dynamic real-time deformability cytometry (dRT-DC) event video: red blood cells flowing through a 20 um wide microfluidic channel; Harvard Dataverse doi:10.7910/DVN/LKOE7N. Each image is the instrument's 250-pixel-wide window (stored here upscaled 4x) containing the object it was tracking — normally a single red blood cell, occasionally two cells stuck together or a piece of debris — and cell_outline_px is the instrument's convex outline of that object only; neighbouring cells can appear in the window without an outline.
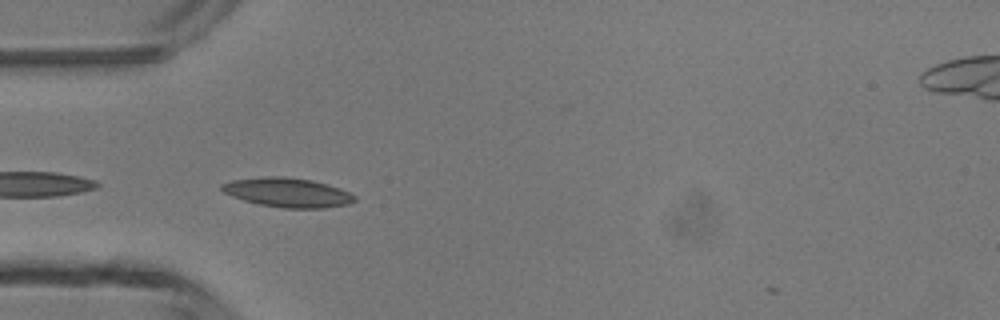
{"species": "common noctule bat (a hibernating species)", "species_latin": "Nyctalus noctula", "temperature_condition": "room temperature", "stored_images_in_passage": 32, "camera_frame_rate_fps": 3000, "um_per_image_px": 0.085, "animal": {"sex": "male", "body_mass_g": 13.3}, "frame": {"image": 1, "passage_image": 1, "time_ms": 0.0, "image_size_px": [1000, 320], "cell_outline_px": [[356, 200], [348, 204], [324, 208], [280, 208], [260, 204], [244, 200], [232, 196], [224, 192], [220, 188], [220, 184], [232, 180], [264, 176], [284, 176], [312, 180], [328, 184], [340, 188], [356, 196]], "centroid_in_image_um": [24.44, 16.35], "position_along_channel_um": 60.6, "area_um2": 22.77}}
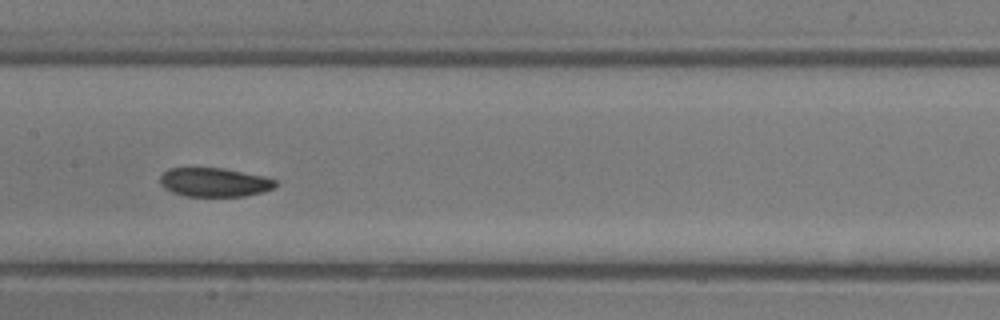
{"frame": {"image": 2, "passage_image": 10, "time_ms": 3.0, "image_size_px": [1000, 320], "cell_outline_px": [[276, 184], [272, 188], [260, 192], [244, 196], [184, 196], [172, 192], [164, 188], [160, 184], [160, 176], [168, 168], [224, 168], [264, 176], [276, 180]], "centroid_in_image_um": [18.18, 15.49], "position_along_channel_um": 189.2, "area_um2": 19.36}}
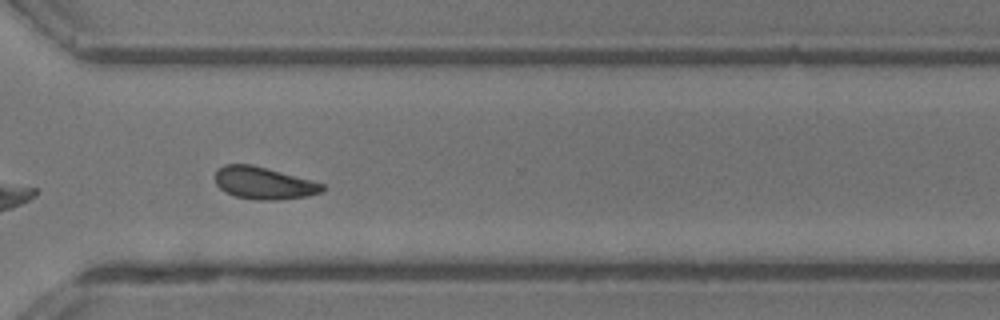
{"frame": {"image": 3, "passage_image": 21, "time_ms": 6.667, "image_size_px": [1000, 320], "cell_outline_px": [[324, 188], [320, 192], [308, 196], [280, 200], [256, 200], [236, 196], [224, 192], [216, 184], [216, 168], [224, 164], [252, 164], [312, 180], [324, 184]], "centroid_in_image_um": [22.4, 15.56], "position_along_channel_um": 348.2, "area_um2": 20.23}}